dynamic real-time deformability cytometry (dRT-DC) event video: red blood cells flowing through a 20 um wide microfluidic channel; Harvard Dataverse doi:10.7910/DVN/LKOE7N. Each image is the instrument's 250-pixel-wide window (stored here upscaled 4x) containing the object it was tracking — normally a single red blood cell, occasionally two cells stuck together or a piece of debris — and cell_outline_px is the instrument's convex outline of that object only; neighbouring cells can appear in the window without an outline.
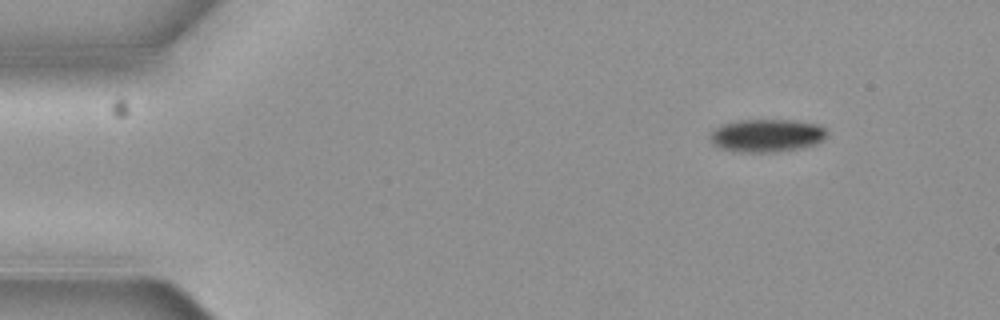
{"species": "common noctule bat (a hibernating species)", "species_latin": "Nyctalus noctula", "temperature_condition": "cold", "stored_images_in_passage": 4, "camera_frame_rate_fps": 3000, "um_per_image_px": 0.085, "animal": {"sex": "female", "body_mass_g": 19.3, "forearm_length_mm": 54.1}, "frame": {"image": 1, "passage_image": 1, "time_ms": 0.0, "image_size_px": [1000, 320], "cell_outline_px": [[828, 132], [816, 144], [776, 152], [736, 152], [720, 148], [712, 140], [712, 132], [716, 128], [724, 124], [740, 120], [792, 120], [820, 124]], "centroid_in_image_um": [65.2, 11.51], "position_along_channel_um": 19.8, "area_um2": 22.02}}
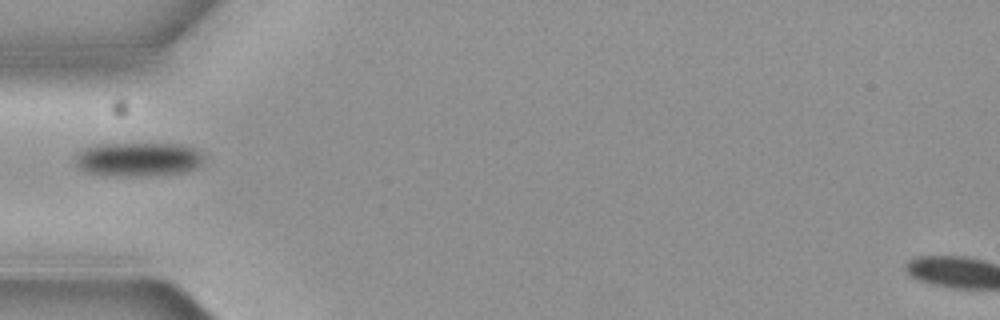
{"frame": {"image": 2, "passage_image": 4, "time_ms": 1.0, "image_size_px": [1000, 320], "cell_outline_px": [[200, 164], [196, 168], [188, 172], [156, 176], [108, 176], [84, 172], [76, 164], [76, 156], [84, 148], [96, 144], [184, 144], [200, 152]], "centroid_in_image_um": [11.72, 13.56], "position_along_channel_um": 73.3, "area_um2": 25.66}}